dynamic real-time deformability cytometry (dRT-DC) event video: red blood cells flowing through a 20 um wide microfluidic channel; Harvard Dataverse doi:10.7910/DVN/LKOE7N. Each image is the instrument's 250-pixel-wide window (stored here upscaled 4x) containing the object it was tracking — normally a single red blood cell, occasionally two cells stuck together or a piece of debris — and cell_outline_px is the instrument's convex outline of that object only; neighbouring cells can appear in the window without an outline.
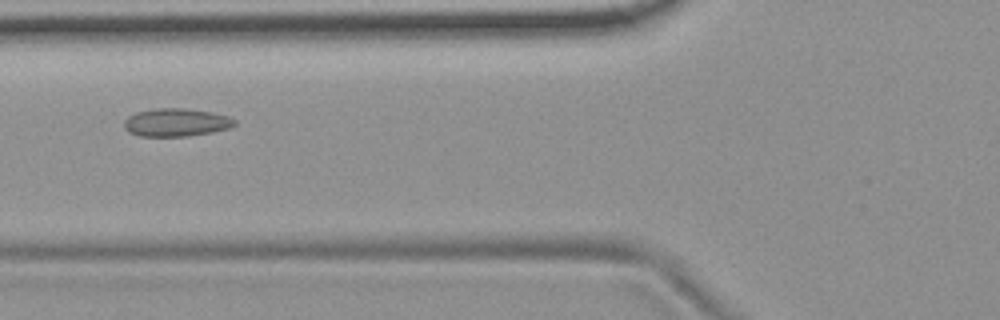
{"species": "common noctule bat (a hibernating species)", "species_latin": "Nyctalus noctula", "temperature_condition": "room temperature", "stored_images_in_passage": 4, "camera_frame_rate_fps": 3000, "um_per_image_px": 0.085, "animal": {"sex": "female", "body_mass_g": 19.9}, "frame": {"image": 1, "passage_image": 2, "time_ms": 0.333, "image_size_px": [1000, 320], "cell_outline_px": [[236, 124], [228, 128], [212, 132], [188, 136], [140, 136], [128, 132], [124, 128], [124, 120], [128, 116], [136, 112], [156, 108], [184, 108], [212, 112], [228, 116], [236, 120]], "centroid_in_image_um": [14.95, 10.4], "position_along_channel_um": 110.8, "area_um2": 18.09}}
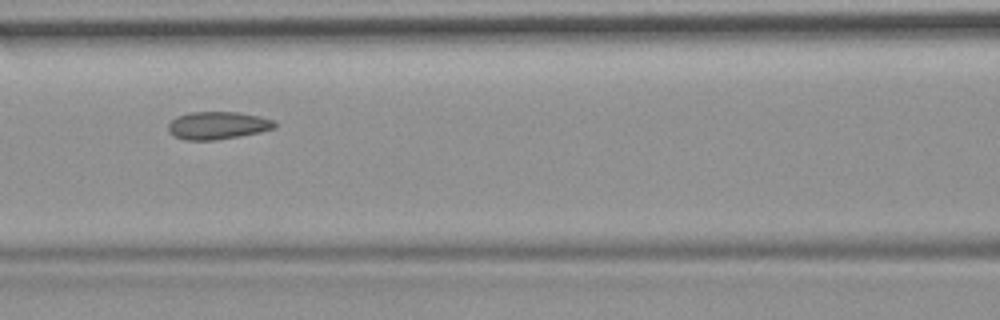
{"frame": {"image": 2, "passage_image": 3, "time_ms": 0.667, "image_size_px": [1000, 320], "cell_outline_px": [[276, 128], [260, 132], [240, 136], [216, 140], [184, 140], [172, 136], [168, 132], [168, 124], [176, 116], [192, 112], [240, 112], [260, 116], [276, 120]], "centroid_in_image_um": [18.51, 10.66], "position_along_channel_um": 148.1, "area_um2": 17.46}}